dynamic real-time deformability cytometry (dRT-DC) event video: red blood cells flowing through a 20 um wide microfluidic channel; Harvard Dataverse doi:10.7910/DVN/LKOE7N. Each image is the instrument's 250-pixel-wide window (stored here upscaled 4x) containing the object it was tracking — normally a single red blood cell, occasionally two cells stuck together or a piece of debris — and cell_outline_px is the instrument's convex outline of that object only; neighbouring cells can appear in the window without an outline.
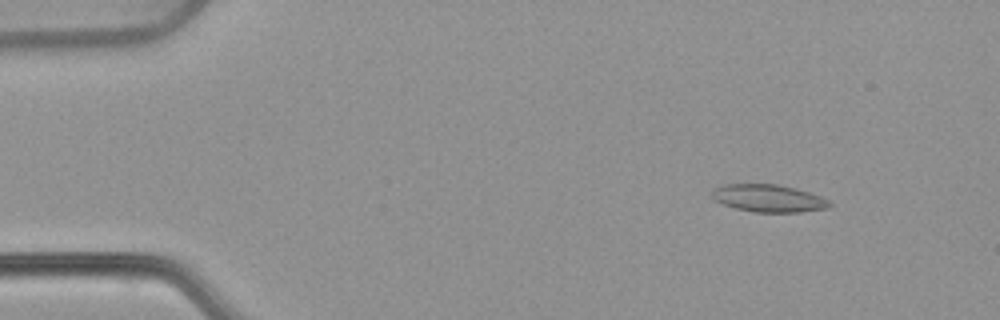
{"species": "common noctule bat (a hibernating species)", "species_latin": "Nyctalus noctula", "temperature_condition": "warm", "stored_images_in_passage": 51, "camera_frame_rate_fps": 3000, "um_per_image_px": 0.085, "animal": {"sex": "female", "body_mass_g": 22.7, "forearm_length_mm": 54.2}, "frame": {"image": 1, "passage_image": 4, "time_ms": 1.0, "image_size_px": [1000, 320], "cell_outline_px": [[832, 204], [828, 208], [800, 212], [756, 212], [736, 208], [724, 204], [716, 200], [712, 196], [712, 192], [716, 188], [724, 184], [776, 184], [796, 188], [820, 196], [828, 200]], "centroid_in_image_um": [65.35, 16.85], "position_along_channel_um": 19.6, "area_um2": 18.61}}
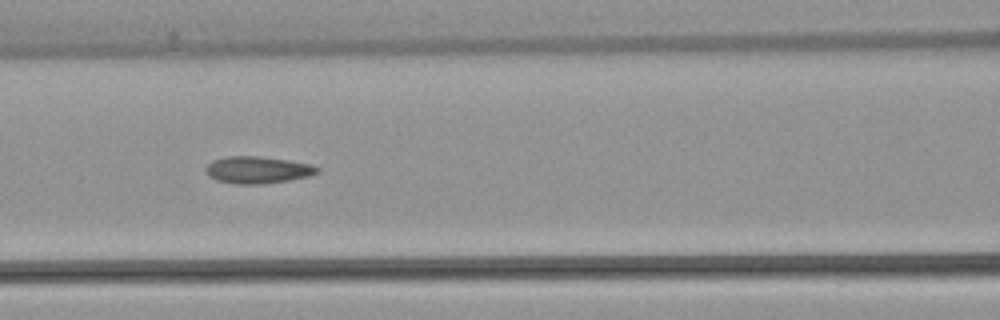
{"frame": {"image": 2, "passage_image": 21, "time_ms": 6.667, "image_size_px": [1000, 320], "cell_outline_px": [[320, 172], [308, 176], [288, 180], [260, 184], [236, 184], [216, 180], [208, 176], [204, 168], [212, 160], [228, 156], [260, 156], [288, 160], [312, 164], [320, 168]], "centroid_in_image_um": [21.89, 14.43], "position_along_channel_um": 144.7, "area_um2": 17.63}}
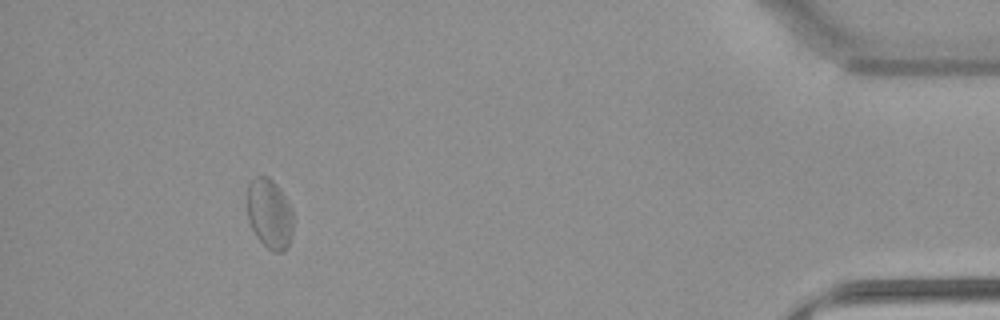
{"frame": {"image": 3, "passage_image": 47, "time_ms": 15.333, "image_size_px": [1000, 320], "cell_outline_px": [[292, 236], [288, 248], [284, 252], [272, 252], [256, 236], [248, 220], [248, 184], [256, 176], [268, 176], [280, 188], [292, 208]], "centroid_in_image_um": [22.93, 18.18], "position_along_channel_um": 412.3, "area_um2": 18.84}, "authors_computed_cell_mechanics": {"area_um2": 17.9758, "velocity_mm_per_s": 3.817, "shape_relaxation_time_tau1_ms": null, "shape_relaxation_time_tau2_ms": 3.7002, "deformation_change_tau1": null, "deformation_change_tau2": 0.0737}}